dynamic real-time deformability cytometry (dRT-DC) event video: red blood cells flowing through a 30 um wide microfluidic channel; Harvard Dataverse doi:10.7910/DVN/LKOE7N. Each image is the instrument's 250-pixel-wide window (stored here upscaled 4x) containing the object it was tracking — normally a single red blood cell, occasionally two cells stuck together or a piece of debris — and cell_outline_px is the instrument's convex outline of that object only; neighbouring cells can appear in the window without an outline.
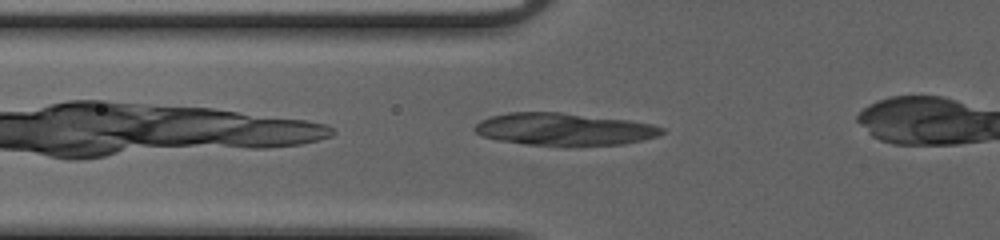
{"species": "common noctule bat (a hibernating species)", "species_latin": "Nyctalus noctula", "temperature_condition": "cold", "stored_images_in_passage": 34, "camera_frame_rate_fps": 3000, "um_per_image_px": 0.085, "animal": {"sex": "female", "body_mass_g": 20.0, "forearm_length_mm": 54.0}, "frame": {"image": 1, "passage_image": 6, "time_ms": 1.667, "image_size_px": [1000, 240], "cell_outline_px": [[664, 132], [656, 136], [624, 144], [564, 148], [524, 144], [496, 140], [484, 136], [476, 132], [472, 128], [480, 120], [492, 116], [508, 112], [560, 112], [628, 120], [652, 124], [664, 128]], "centroid_in_image_um": [47.92, 11.01], "position_along_channel_um": 77.9, "area_um2": 36.07}}
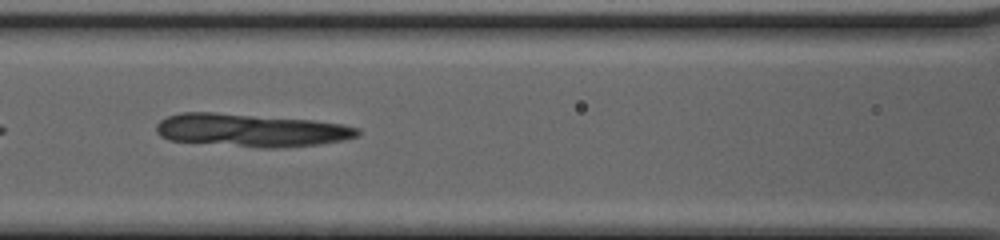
{"frame": {"image": 2, "passage_image": 11, "time_ms": 3.333, "image_size_px": [1000, 240], "cell_outline_px": [[360, 136], [344, 140], [316, 144], [280, 148], [260, 148], [168, 140], [160, 136], [156, 132], [156, 124], [160, 120], [168, 116], [180, 112], [212, 112], [312, 120], [344, 124], [360, 128]], "centroid_in_image_um": [21.34, 11.07], "position_along_channel_um": 145.3, "area_um2": 38.9}}